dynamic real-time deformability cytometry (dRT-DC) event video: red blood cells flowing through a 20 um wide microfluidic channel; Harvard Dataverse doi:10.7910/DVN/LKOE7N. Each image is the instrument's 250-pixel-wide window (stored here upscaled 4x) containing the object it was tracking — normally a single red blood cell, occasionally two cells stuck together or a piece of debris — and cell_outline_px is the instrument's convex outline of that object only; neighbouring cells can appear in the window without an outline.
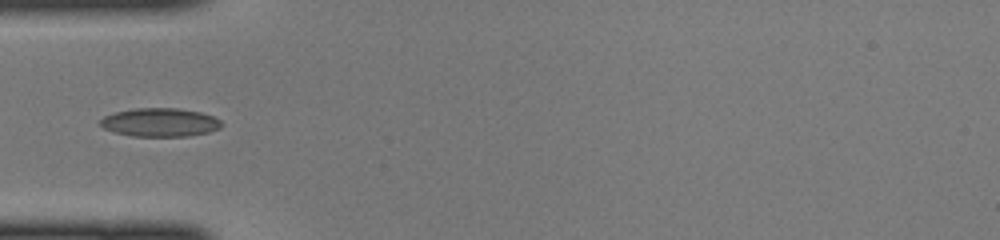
{"species": "common noctule bat (a hibernating species)", "species_latin": "Nyctalus noctula", "temperature_condition": "cold", "stored_images_in_passage": 28, "camera_frame_rate_fps": 3000, "um_per_image_px": 0.085, "animal": {"sex": "female", "body_mass_g": 22.0, "forearm_length_mm": 56.7}, "frame": {"image": 1, "passage_image": 15, "time_ms": 4.667, "image_size_px": [1000, 240], "cell_outline_px": [[224, 124], [220, 128], [208, 132], [188, 136], [132, 136], [116, 132], [104, 128], [100, 124], [100, 120], [104, 116], [116, 112], [132, 108], [180, 108], [200, 112], [212, 116], [220, 120]], "centroid_in_image_um": [13.62, 10.39], "position_along_channel_um": 71.4, "area_um2": 20.11}}
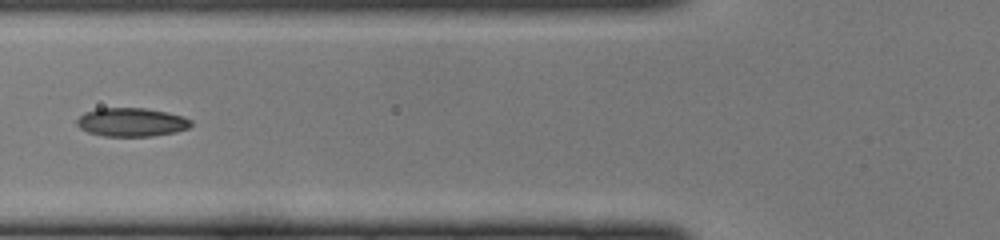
{"frame": {"image": 2, "passage_image": 18, "time_ms": 5.667, "image_size_px": [1000, 240], "cell_outline_px": [[192, 124], [188, 128], [176, 132], [152, 136], [104, 136], [88, 132], [80, 128], [76, 124], [76, 120], [84, 112], [96, 108], [144, 108], [184, 116], [192, 120]], "centroid_in_image_um": [11.16, 10.38], "position_along_channel_um": 114.6, "area_um2": 19.07}}
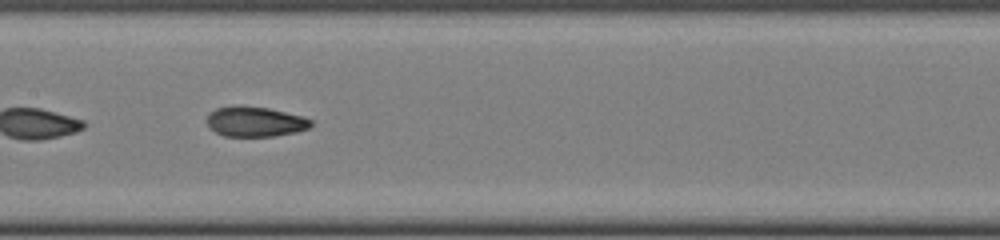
{"frame": {"image": 3, "passage_image": 23, "time_ms": 7.333, "image_size_px": [1000, 240], "cell_outline_px": [[312, 124], [308, 128], [296, 132], [276, 136], [224, 136], [208, 128], [208, 112], [216, 108], [236, 104], [240, 104], [268, 108], [304, 116], [312, 120]], "centroid_in_image_um": [21.67, 10.32], "position_along_channel_um": 185.7, "area_um2": 18.55}}